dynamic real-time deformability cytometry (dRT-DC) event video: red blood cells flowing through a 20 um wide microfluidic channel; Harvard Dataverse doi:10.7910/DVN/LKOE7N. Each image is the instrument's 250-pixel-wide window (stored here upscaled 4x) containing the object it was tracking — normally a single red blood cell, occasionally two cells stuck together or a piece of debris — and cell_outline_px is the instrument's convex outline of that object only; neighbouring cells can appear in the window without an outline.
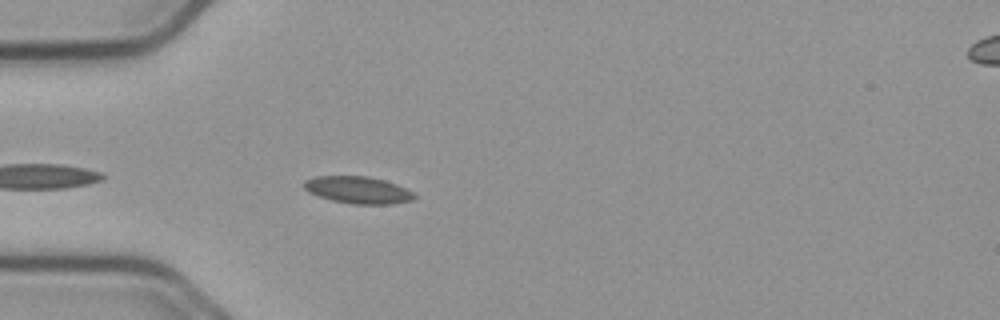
{"species": "common noctule bat (a hibernating species)", "species_latin": "Nyctalus noctula", "temperature_condition": "cold", "stored_images_in_passage": 23, "camera_frame_rate_fps": 3000, "um_per_image_px": 0.085, "animal": {"sex": "male", "body_mass_g": 23.1, "forearm_length_mm": 52.7}, "frame": {"image": 1, "passage_image": 4, "time_ms": 1.0, "image_size_px": [1000, 320], "cell_outline_px": [[416, 196], [412, 200], [392, 204], [352, 204], [332, 200], [308, 192], [304, 188], [304, 180], [316, 176], [368, 176], [384, 180], [396, 184], [412, 192]], "centroid_in_image_um": [30.41, 16.14], "position_along_channel_um": 54.6, "area_um2": 17.28}}
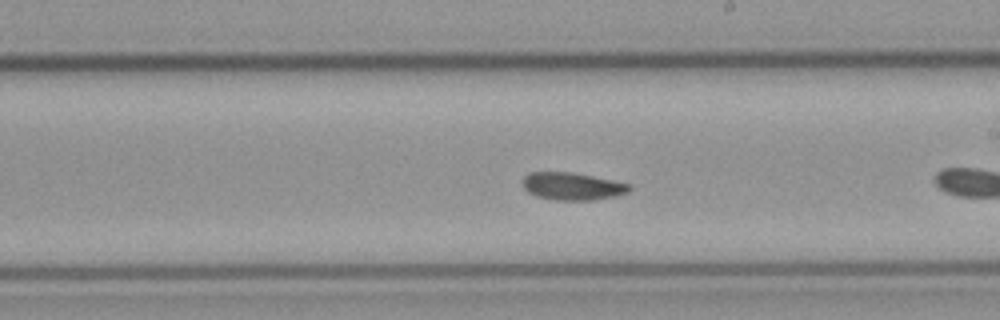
{"frame": {"image": 2, "passage_image": 17, "time_ms": 5.333, "image_size_px": [1000, 320], "cell_outline_px": [[632, 188], [628, 192], [616, 196], [592, 200], [556, 200], [536, 196], [528, 192], [524, 188], [520, 180], [528, 172], [572, 172], [632, 184]], "centroid_in_image_um": [48.63, 15.83], "position_along_channel_um": 240.4, "area_um2": 17.28}}
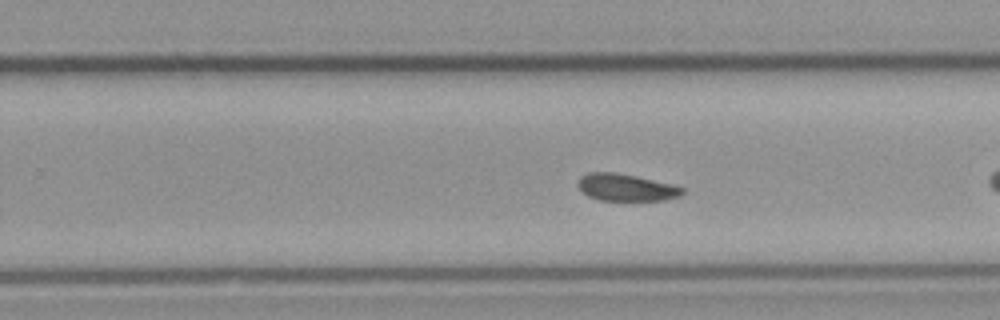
{"frame": {"image": 3, "passage_image": 20, "time_ms": 6.333, "image_size_px": [1000, 320], "cell_outline_px": [[684, 192], [680, 196], [664, 200], [600, 200], [588, 196], [576, 184], [580, 176], [588, 172], [616, 172], [636, 176], [672, 184], [684, 188]], "centroid_in_image_um": [53.2, 15.92], "position_along_channel_um": 276.6, "area_um2": 16.47}}